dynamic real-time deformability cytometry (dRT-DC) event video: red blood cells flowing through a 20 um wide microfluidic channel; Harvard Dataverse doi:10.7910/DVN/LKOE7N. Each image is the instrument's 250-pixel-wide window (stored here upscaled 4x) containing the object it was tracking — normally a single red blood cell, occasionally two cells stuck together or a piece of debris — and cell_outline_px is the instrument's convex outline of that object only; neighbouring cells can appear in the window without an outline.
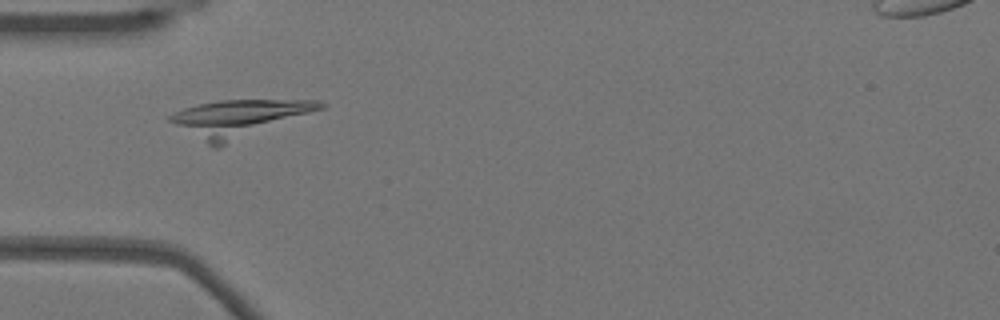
{"species": "Egyptian fruit bat (a non-hibernating species)", "species_latin": "Rousettus aegyptiacus", "temperature_condition": "warm", "stored_images_in_passage": 52, "camera_frame_rate_fps": 3000, "um_per_image_px": 0.085, "animal": {"sex": "female"}, "frame": {"image": 1, "passage_image": 15, "time_ms": 4.667, "image_size_px": [1000, 320], "cell_outline_px": [[328, 104], [324, 108], [220, 148], [212, 148], [168, 120], [168, 116], [172, 112], [184, 108], [200, 104], [220, 100], [316, 100]], "centroid_in_image_um": [20.31, 10.06], "position_along_channel_um": 64.7, "area_um2": 32.37}}
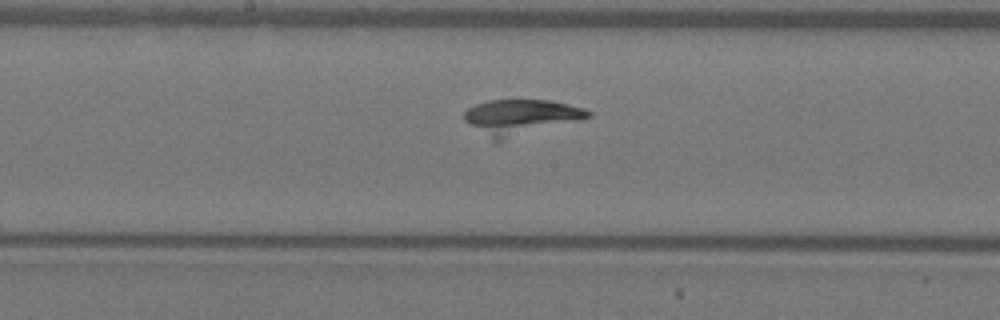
{"frame": {"image": 2, "passage_image": 26, "time_ms": 8.333, "image_size_px": [1000, 320], "cell_outline_px": [[592, 116], [500, 144], [492, 140], [464, 120], [464, 112], [468, 108], [476, 104], [488, 100], [548, 100], [584, 108], [592, 112]], "centroid_in_image_um": [44.26, 10.0], "position_along_channel_um": 203.9, "area_um2": 26.01}}
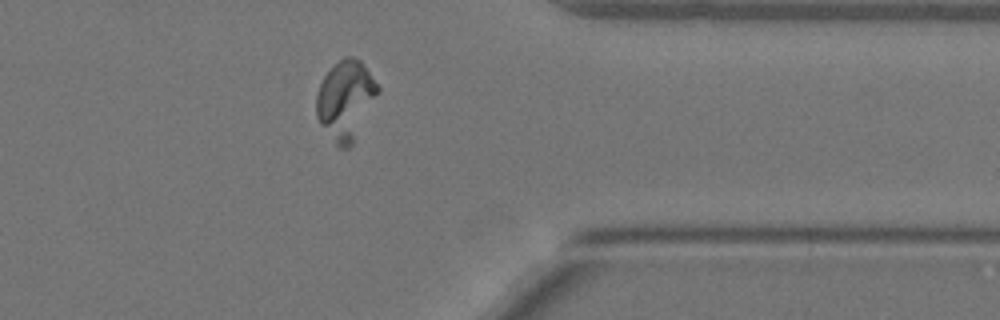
{"frame": {"image": 3, "passage_image": 41, "time_ms": 13.333, "image_size_px": [1000, 320], "cell_outline_px": [[380, 92], [352, 144], [348, 148], [340, 148], [336, 144], [320, 124], [316, 116], [316, 96], [320, 84], [324, 76], [344, 56], [352, 56], [360, 60], [380, 88]], "centroid_in_image_um": [29.38, 8.51], "position_along_channel_um": 382.0, "area_um2": 28.09}}